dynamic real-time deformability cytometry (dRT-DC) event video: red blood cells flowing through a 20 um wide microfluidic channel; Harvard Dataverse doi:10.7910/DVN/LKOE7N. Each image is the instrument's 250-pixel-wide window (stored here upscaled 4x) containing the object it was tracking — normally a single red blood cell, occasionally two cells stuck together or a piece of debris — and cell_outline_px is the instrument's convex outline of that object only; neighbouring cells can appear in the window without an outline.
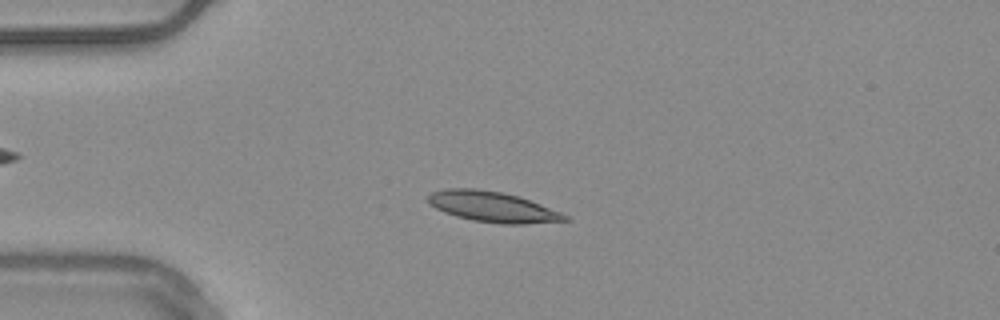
{"species": "common noctule bat (a hibernating species)", "species_latin": "Nyctalus noctula", "temperature_condition": "warm", "stored_images_in_passage": 54, "camera_frame_rate_fps": 3000, "um_per_image_px": 0.085, "animal": {"sex": "male", "body_mass_g": 20.4}, "frame": {"image": 1, "passage_image": 13, "time_ms": 4.0, "image_size_px": [1000, 320], "cell_outline_px": [[572, 220], [524, 224], [504, 224], [472, 220], [456, 216], [444, 212], [436, 208], [428, 200], [428, 196], [432, 192], [444, 188], [476, 188], [504, 192], [520, 196], [560, 212], [568, 216]], "centroid_in_image_um": [41.89, 17.57], "position_along_channel_um": 43.1, "area_um2": 24.33}}
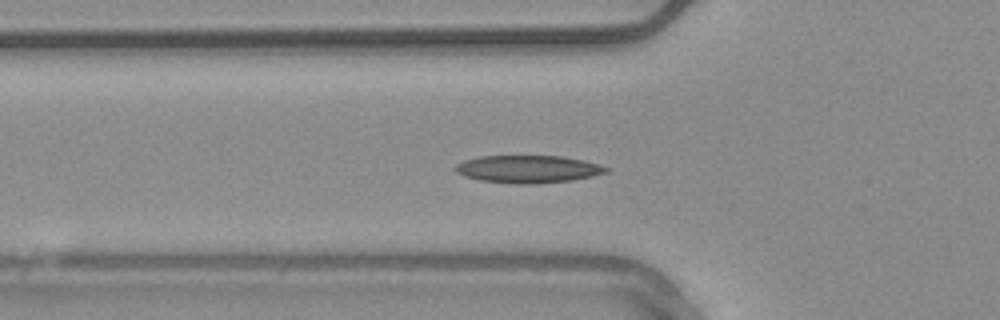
{"frame": {"image": 2, "passage_image": 18, "time_ms": 5.667, "image_size_px": [1000, 320], "cell_outline_px": [[612, 168], [608, 172], [592, 176], [572, 180], [532, 184], [516, 184], [480, 180], [464, 176], [456, 172], [452, 168], [456, 164], [464, 160], [480, 156], [560, 156], [584, 160], [600, 164]], "centroid_in_image_um": [44.89, 14.37], "position_along_channel_um": 80.9, "area_um2": 24.39}, "authors_computed_cell_mechanics": {"area_um2": 22.8021, "velocity_mm_per_s": 3.7452, "shape_relaxation_time_tau1_ms": 4.7231, "shape_relaxation_time_tau2_ms": 4.0428, "deformation_change_tau1": 0.1304, "deformation_change_tau2": 0.0935}}